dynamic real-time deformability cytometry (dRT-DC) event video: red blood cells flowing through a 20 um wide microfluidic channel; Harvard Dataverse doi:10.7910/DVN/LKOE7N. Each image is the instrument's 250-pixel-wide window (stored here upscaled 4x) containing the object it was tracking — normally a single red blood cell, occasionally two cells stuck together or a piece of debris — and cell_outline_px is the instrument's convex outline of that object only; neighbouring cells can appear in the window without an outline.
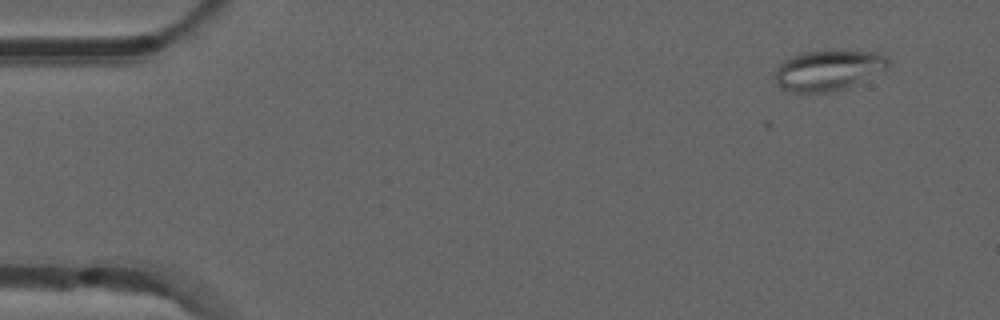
{"species": "common noctule bat (a hibernating species)", "species_latin": "Nyctalus noctula", "temperature_condition": "room temperature", "stored_images_in_passage": 3, "camera_frame_rate_fps": 3000, "um_per_image_px": 0.085, "animal": {"sex": "male", "forearm_length_mm": 52.5}, "frame": {"image": 1, "passage_image": 3, "time_ms": 0.667, "image_size_px": [1000, 320], "cell_outline_px": [[888, 68], [848, 88], [832, 92], [792, 92], [780, 88], [776, 84], [776, 68], [784, 60], [800, 52], [824, 48], [880, 52], [888, 60]], "centroid_in_image_um": [70.4, 5.93], "position_along_channel_um": 14.6, "area_um2": 27.51}}